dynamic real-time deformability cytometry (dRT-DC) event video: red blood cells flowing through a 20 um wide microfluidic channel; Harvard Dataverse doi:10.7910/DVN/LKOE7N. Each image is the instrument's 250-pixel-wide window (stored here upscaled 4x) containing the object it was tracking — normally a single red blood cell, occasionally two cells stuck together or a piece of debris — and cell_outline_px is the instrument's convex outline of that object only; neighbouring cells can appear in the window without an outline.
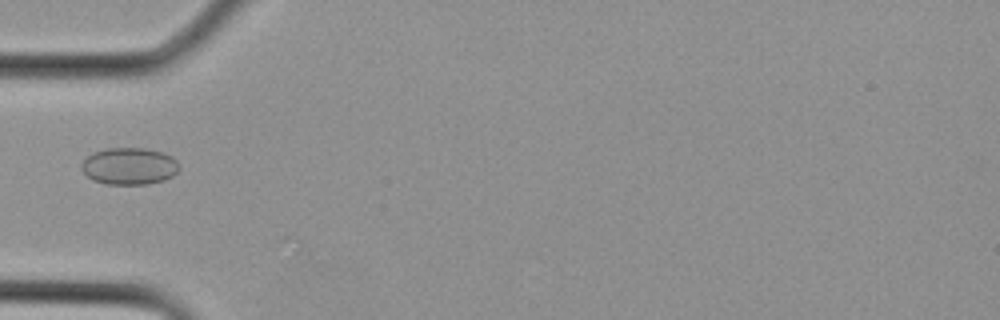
{"species": "Egyptian fruit bat (a non-hibernating species)", "species_latin": "Rousettus aegyptiacus", "temperature_condition": "cold", "stored_images_in_passage": 5, "camera_frame_rate_fps": 3000, "um_per_image_px": 0.085, "animal": {"sex": "female"}, "frame": {"image": 1, "passage_image": 3, "time_ms": 0.667, "image_size_px": [1000, 320], "cell_outline_px": [[180, 168], [172, 176], [164, 180], [148, 184], [108, 184], [92, 180], [80, 168], [80, 164], [92, 152], [104, 148], [144, 148], [160, 152], [172, 156], [176, 160]], "centroid_in_image_um": [10.97, 14.12], "position_along_channel_um": 74.0, "area_um2": 21.1}}